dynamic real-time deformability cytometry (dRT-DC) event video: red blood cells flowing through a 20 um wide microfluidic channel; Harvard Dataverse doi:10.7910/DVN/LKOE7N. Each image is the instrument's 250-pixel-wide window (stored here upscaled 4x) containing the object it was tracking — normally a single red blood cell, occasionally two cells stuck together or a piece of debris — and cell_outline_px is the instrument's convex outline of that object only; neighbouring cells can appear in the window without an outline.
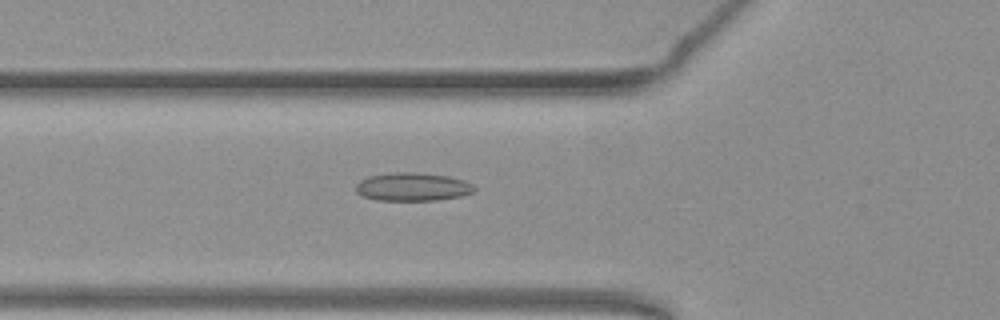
{"species": "common noctule bat (a hibernating species)", "species_latin": "Nyctalus noctula", "temperature_condition": "warm", "stored_images_in_passage": 37, "camera_frame_rate_fps": 3000, "um_per_image_px": 0.085, "animal": {"sex": "female", "body_mass_g": 19.3, "forearm_length_mm": 54.1}, "frame": {"image": 1, "passage_image": 3, "time_ms": 0.667, "image_size_px": [1000, 320], "cell_outline_px": [[476, 188], [472, 192], [460, 196], [436, 200], [376, 200], [364, 196], [356, 192], [356, 184], [360, 180], [368, 176], [396, 172], [416, 172], [448, 176], [464, 180], [472, 184]], "centroid_in_image_um": [35.06, 15.87], "position_along_channel_um": 90.7, "area_um2": 19.42}}
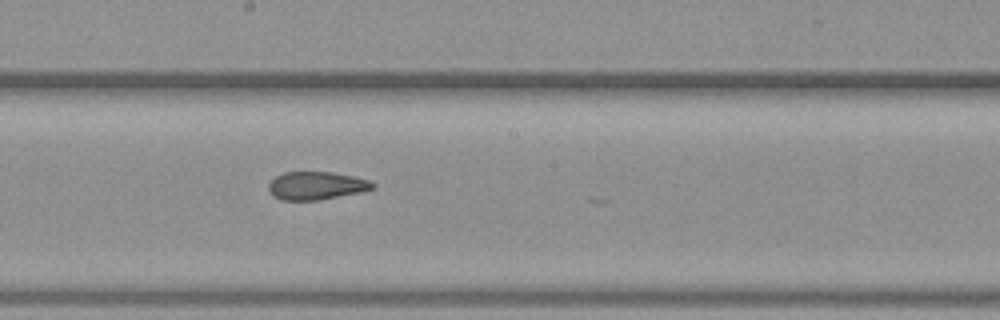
{"frame": {"image": 2, "passage_image": 13, "time_ms": 4.0, "image_size_px": [1000, 320], "cell_outline_px": [[376, 188], [360, 192], [316, 200], [280, 200], [272, 196], [268, 188], [268, 184], [276, 176], [284, 172], [332, 172], [352, 176], [368, 180], [376, 184]], "centroid_in_image_um": [26.87, 15.78], "position_along_channel_um": 221.3, "area_um2": 16.94}}
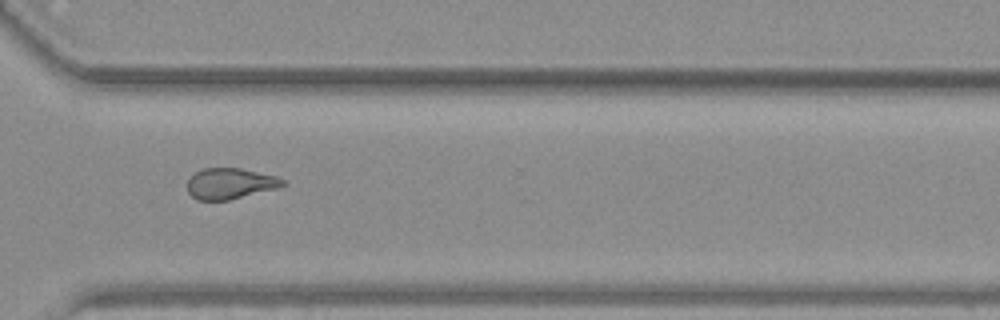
{"frame": {"image": 3, "passage_image": 23, "time_ms": 7.333, "image_size_px": [1000, 320], "cell_outline_px": [[288, 184], [280, 188], [228, 200], [196, 200], [188, 192], [188, 180], [200, 168], [240, 168], [276, 176], [284, 180]], "centroid_in_image_um": [19.6, 15.6], "position_along_channel_um": 351.0, "area_um2": 17.28}, "authors_computed_cell_mechanics": {"area_um2": 17.918, "velocity_mm_per_s": 3.8929, "shape_relaxation_time_tau1_ms": null, "shape_relaxation_time_tau2_ms": 1.732, "deformation_change_tau1": null, "deformation_change_tau2": 0.0875}}